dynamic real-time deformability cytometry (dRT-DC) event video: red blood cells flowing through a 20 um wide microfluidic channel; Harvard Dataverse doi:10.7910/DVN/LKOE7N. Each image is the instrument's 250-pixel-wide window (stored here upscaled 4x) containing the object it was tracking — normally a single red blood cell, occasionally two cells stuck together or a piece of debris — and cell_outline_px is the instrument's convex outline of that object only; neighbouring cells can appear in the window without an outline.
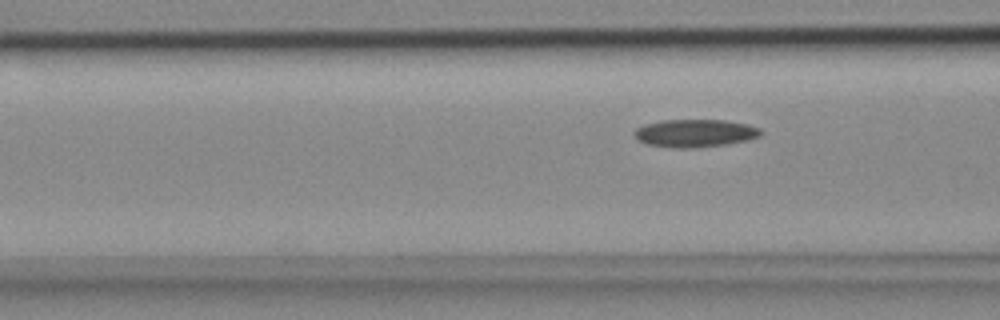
{"species": "common noctule bat (a hibernating species)", "species_latin": "Nyctalus noctula", "temperature_condition": "cold", "stored_images_in_passage": 6, "camera_frame_rate_fps": 3000, "um_per_image_px": 0.085, "animal": {"sex": "female", "body_mass_g": 18.4}, "frame": {"image": 1, "passage_image": 6, "time_ms": 1.667, "image_size_px": [1000, 320], "cell_outline_px": [[764, 132], [760, 136], [748, 140], [728, 144], [696, 148], [672, 148], [648, 144], [632, 136], [632, 132], [636, 128], [644, 124], [664, 120], [724, 120], [748, 124], [760, 128]], "centroid_in_image_um": [59.08, 11.32], "position_along_channel_um": 107.5, "area_um2": 20.75}}